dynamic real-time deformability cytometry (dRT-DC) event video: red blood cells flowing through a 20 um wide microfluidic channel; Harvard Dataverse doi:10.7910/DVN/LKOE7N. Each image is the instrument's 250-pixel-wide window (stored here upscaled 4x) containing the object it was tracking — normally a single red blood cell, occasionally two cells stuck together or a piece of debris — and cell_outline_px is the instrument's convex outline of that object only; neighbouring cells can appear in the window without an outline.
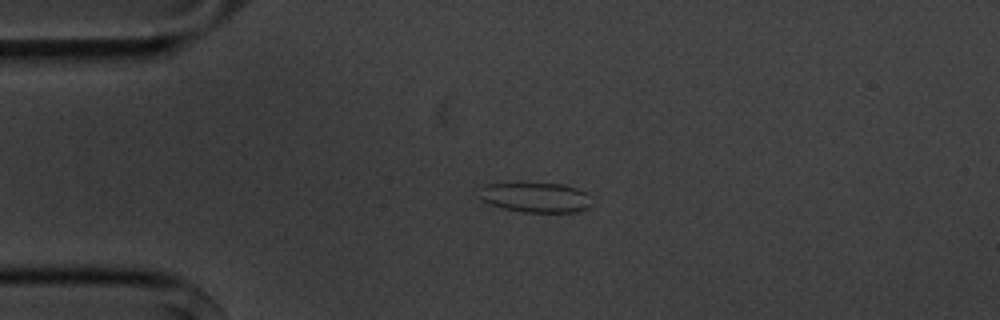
{"species": "common noctule bat (a hibernating species)", "species_latin": "Nyctalus noctula", "temperature_condition": "cold", "stored_images_in_passage": 3, "camera_frame_rate_fps": 3000, "um_per_image_px": 0.085, "animal": {"sex": "male", "body_mass_g": 20.1, "forearm_length_mm": 53.5}, "frame": {"image": 1, "passage_image": 2, "time_ms": 1.333, "image_size_px": [1000, 320], "cell_outline_px": [[588, 208], [576, 212], [524, 212], [504, 208], [492, 204], [476, 196], [480, 188], [484, 184], [564, 184], [576, 188], [584, 192], [588, 204]], "centroid_in_image_um": [45.46, 16.78], "position_along_channel_um": 39.5, "area_um2": 19.07}}